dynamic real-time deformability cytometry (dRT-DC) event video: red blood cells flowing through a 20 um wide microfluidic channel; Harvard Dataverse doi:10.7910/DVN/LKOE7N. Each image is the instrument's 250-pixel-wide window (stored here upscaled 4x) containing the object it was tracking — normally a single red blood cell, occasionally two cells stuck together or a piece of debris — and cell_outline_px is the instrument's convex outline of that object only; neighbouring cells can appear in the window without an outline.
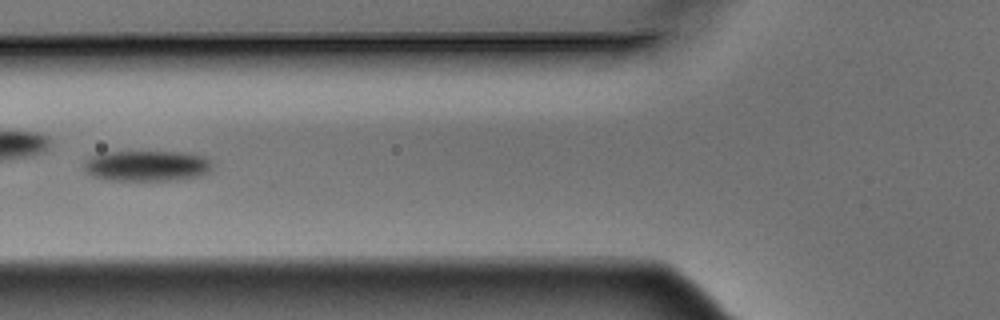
{"species": "Egyptian fruit bat (a non-hibernating species)", "species_latin": "Rousettus aegyptiacus", "temperature_condition": "warm", "stored_images_in_passage": 10, "camera_frame_rate_fps": 3000, "um_per_image_px": 0.085, "animal": {"sex": "male"}, "frame": {"image": 1, "passage_image": 5, "time_ms": 1.333, "image_size_px": [1000, 320], "cell_outline_px": [[212, 168], [208, 172], [200, 176], [172, 180], [108, 180], [92, 176], [84, 168], [84, 164], [92, 156], [112, 152], [172, 152], [204, 156], [208, 160]], "centroid_in_image_um": [12.48, 14.11], "position_along_channel_um": 113.3, "area_um2": 22.43}}
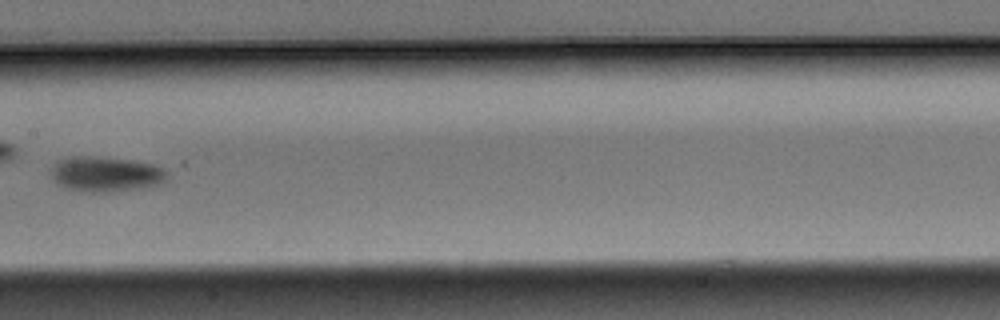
{"frame": {"image": 2, "passage_image": 7, "time_ms": 2.0, "image_size_px": [1000, 320], "cell_outline_px": [[168, 172], [164, 180], [160, 184], [128, 188], [92, 192], [68, 188], [60, 184], [52, 176], [52, 168], [60, 160], [80, 156], [132, 160], [152, 164], [164, 168]], "centroid_in_image_um": [9.02, 14.77], "position_along_channel_um": 198.4, "area_um2": 22.48}}
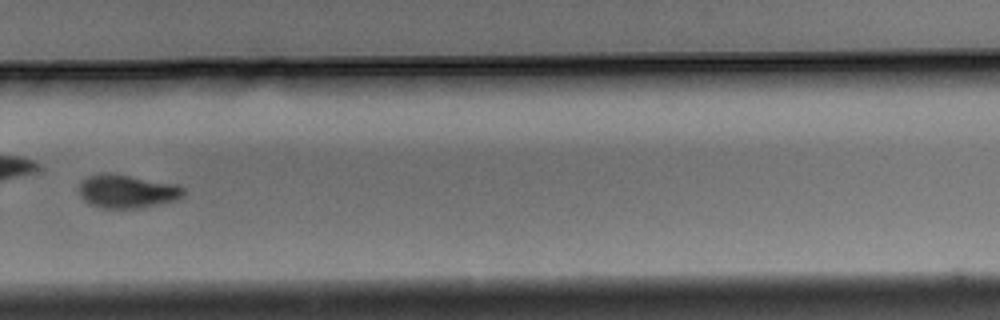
{"frame": {"image": 3, "passage_image": 10, "time_ms": 3.0, "image_size_px": [1000, 320], "cell_outline_px": [[184, 196], [176, 200], [140, 208], [104, 208], [92, 204], [84, 200], [80, 196], [80, 180], [88, 176], [128, 176], [176, 184], [184, 188]], "centroid_in_image_um": [10.85, 16.3], "position_along_channel_um": 319.0, "area_um2": 19.54}}